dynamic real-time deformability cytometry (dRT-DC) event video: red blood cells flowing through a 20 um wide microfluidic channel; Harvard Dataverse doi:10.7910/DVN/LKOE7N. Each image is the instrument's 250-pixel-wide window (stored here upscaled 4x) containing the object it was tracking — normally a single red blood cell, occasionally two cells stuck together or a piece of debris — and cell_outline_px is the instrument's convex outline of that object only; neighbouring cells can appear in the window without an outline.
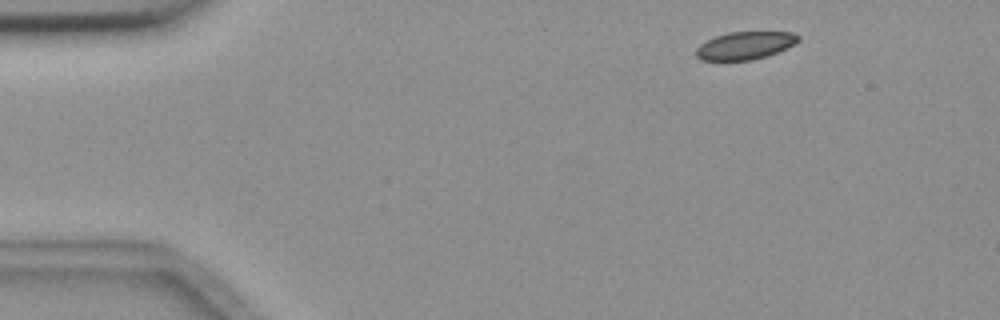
{"species": "common noctule bat (a hibernating species)", "species_latin": "Nyctalus noctula", "temperature_condition": "room temperature", "stored_images_in_passage": 3, "camera_frame_rate_fps": 3000, "um_per_image_px": 0.085, "animal": {"sex": "female", "body_mass_g": 18.4}, "frame": {"image": 1, "passage_image": 1, "time_ms": 0.0, "image_size_px": [1000, 320], "cell_outline_px": [[800, 40], [796, 44], [776, 52], [752, 60], [700, 60], [696, 56], [696, 48], [700, 44], [716, 36], [728, 32], [792, 32], [800, 36]], "centroid_in_image_um": [63.34, 3.86], "position_along_channel_um": 21.7, "area_um2": 16.42}}